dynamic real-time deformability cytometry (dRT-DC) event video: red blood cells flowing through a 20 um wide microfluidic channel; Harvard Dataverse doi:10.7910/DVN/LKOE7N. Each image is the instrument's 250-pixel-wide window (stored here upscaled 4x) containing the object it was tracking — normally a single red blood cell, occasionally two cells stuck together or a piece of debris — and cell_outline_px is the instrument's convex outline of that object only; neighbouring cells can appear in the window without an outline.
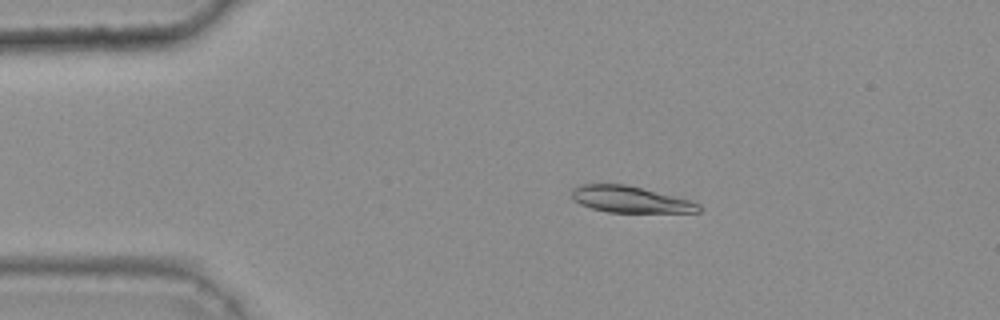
{"species": "common noctule bat (a hibernating species)", "species_latin": "Nyctalus noctula", "temperature_condition": "warm", "stored_images_in_passage": 45, "camera_frame_rate_fps": 3000, "um_per_image_px": 0.085, "animal": {"sex": "female", "body_mass_g": 25.1}, "frame": {"image": 1, "passage_image": 10, "time_ms": 3.0, "image_size_px": [1000, 320], "cell_outline_px": [[704, 208], [700, 212], [608, 212], [592, 208], [580, 204], [572, 200], [572, 188], [580, 184], [628, 184], [692, 200], [700, 204]], "centroid_in_image_um": [53.61, 16.94], "position_along_channel_um": 31.4, "area_um2": 19.83}}
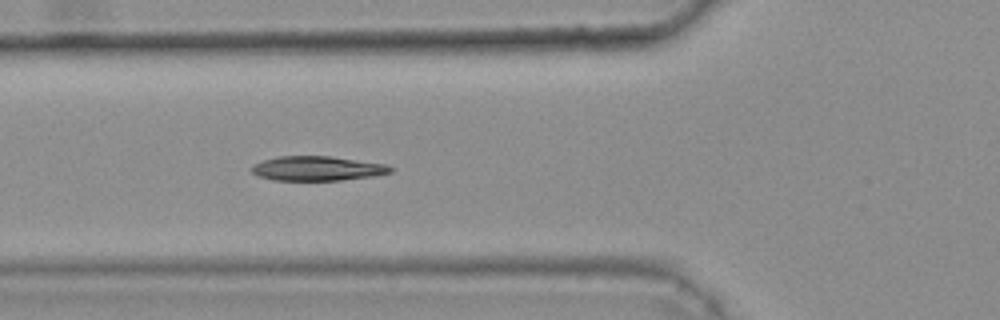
{"frame": {"image": 2, "passage_image": 19, "time_ms": 6.0, "image_size_px": [1000, 320], "cell_outline_px": [[392, 172], [376, 176], [340, 180], [272, 180], [260, 176], [252, 172], [252, 164], [264, 160], [280, 156], [328, 156], [388, 164], [392, 168]], "centroid_in_image_um": [27.0, 14.32], "position_along_channel_um": 98.8, "area_um2": 19.77}}
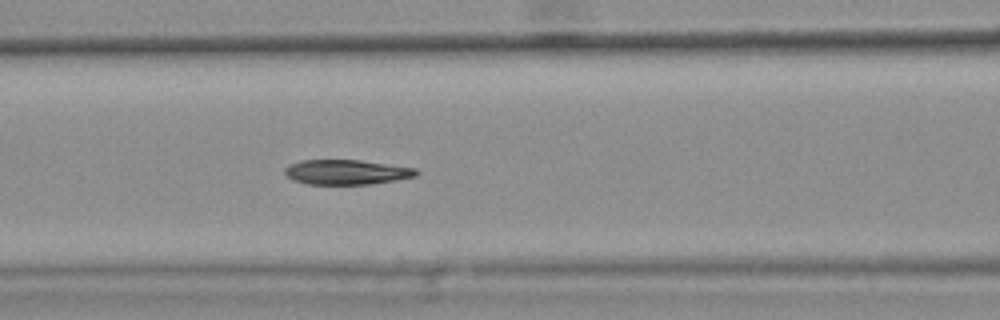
{"frame": {"image": 3, "passage_image": 22, "time_ms": 7.0, "image_size_px": [1000, 320], "cell_outline_px": [[420, 172], [416, 176], [396, 180], [372, 184], [308, 184], [296, 180], [288, 176], [284, 172], [284, 168], [300, 160], [360, 160], [416, 168]], "centroid_in_image_um": [29.5, 14.62], "position_along_channel_um": 137.1, "area_um2": 18.9}, "authors_computed_cell_mechanics": {"area_um2": 20.3456, "velocity_mm_per_s": 3.8055, "shape_relaxation_time_tau1_ms": 8.8371, "shape_relaxation_time_tau2_ms": 4.5455, "deformation_change_tau1": 0.235, "deformation_change_tau2": 0.0962}}